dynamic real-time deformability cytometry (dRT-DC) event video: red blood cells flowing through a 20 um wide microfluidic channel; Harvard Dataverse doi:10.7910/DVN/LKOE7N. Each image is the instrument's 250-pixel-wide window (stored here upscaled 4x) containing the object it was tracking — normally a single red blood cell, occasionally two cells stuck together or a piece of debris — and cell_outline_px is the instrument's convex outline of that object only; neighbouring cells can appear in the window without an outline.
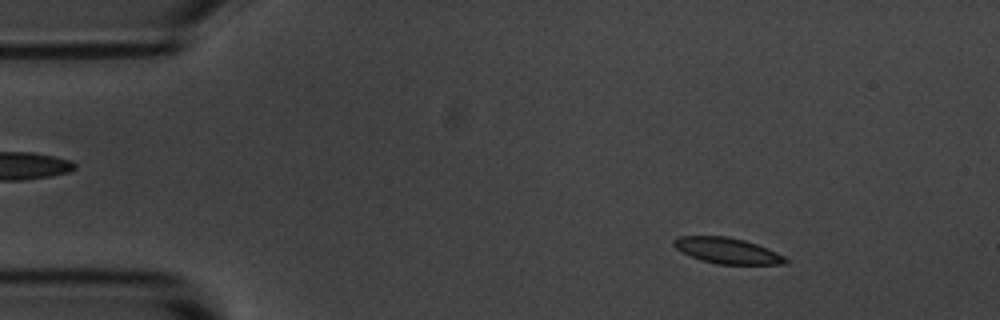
{"species": "common noctule bat (a hibernating species)", "species_latin": "Nyctalus noctula", "temperature_condition": "room temperature", "stored_images_in_passage": 55, "camera_frame_rate_fps": 3000, "um_per_image_px": 0.085, "animal": {"sex": "male", "body_mass_g": 20.1, "forearm_length_mm": 53.5}, "frame": {"image": 1, "passage_image": 7, "time_ms": 2.0, "image_size_px": [1000, 320], "cell_outline_px": [[788, 264], [716, 264], [680, 252], [672, 244], [672, 240], [680, 236], [728, 236], [744, 240], [768, 248], [784, 256], [788, 260]], "centroid_in_image_um": [61.81, 21.3], "position_along_channel_um": 23.2, "area_um2": 16.76}}
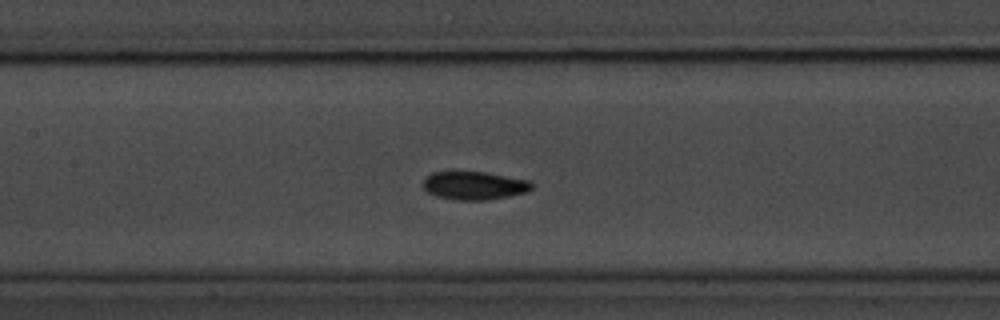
{"frame": {"image": 2, "passage_image": 25, "time_ms": 8.0, "image_size_px": [1000, 320], "cell_outline_px": [[532, 188], [528, 192], [508, 196], [484, 200], [456, 200], [436, 196], [424, 192], [424, 176], [432, 172], [484, 172], [532, 180]], "centroid_in_image_um": [40.3, 15.77], "position_along_channel_um": 167.1, "area_um2": 18.03}}
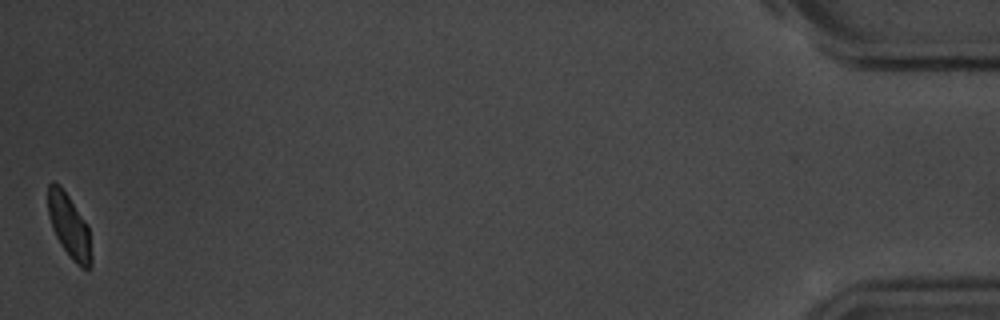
{"frame": {"image": 3, "passage_image": 55, "time_ms": 18.0, "image_size_px": [1000, 320], "cell_outline_px": [[92, 264], [88, 268], [80, 268], [72, 260], [60, 244], [52, 228], [48, 216], [48, 184], [52, 180], [60, 184], [88, 224], [92, 256]], "centroid_in_image_um": [5.88, 19.21], "position_along_channel_um": 429.3, "area_um2": 16.36}, "authors_computed_cell_mechanics": {"area_um2": 17.2822, "velocity_mm_per_s": 3.5807, "shape_relaxation_time_tau1_ms": 3.3573, "shape_relaxation_time_tau2_ms": 4.7394, "deformation_change_tau1": 0.1196, "deformation_change_tau2": 0.0958}}